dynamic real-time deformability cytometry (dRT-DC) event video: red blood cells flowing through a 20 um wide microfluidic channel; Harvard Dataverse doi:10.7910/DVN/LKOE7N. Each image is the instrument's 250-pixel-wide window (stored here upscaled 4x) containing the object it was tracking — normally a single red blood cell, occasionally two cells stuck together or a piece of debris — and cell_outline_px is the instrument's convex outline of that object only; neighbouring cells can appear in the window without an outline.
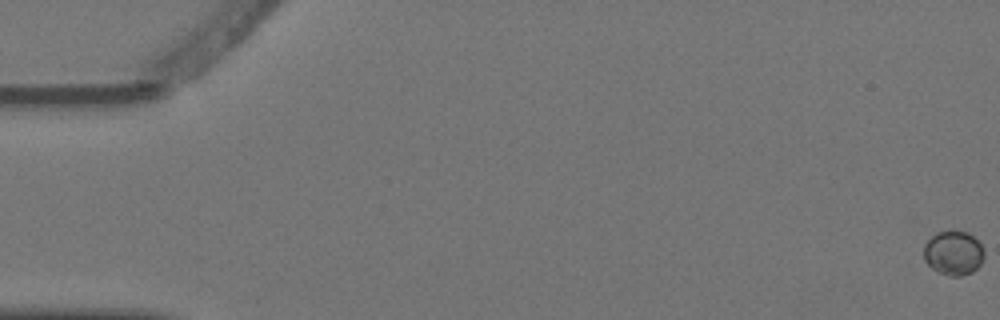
{"species": "Egyptian fruit bat (a non-hibernating species)", "species_latin": "Rousettus aegyptiacus", "temperature_condition": "warm", "stored_images_in_passage": 2, "camera_frame_rate_fps": 3000, "um_per_image_px": 0.085, "animal": {"sex": "female"}, "frame": {"image": 1, "passage_image": 1, "time_ms": 0.0, "image_size_px": [1000, 320], "cell_outline_px": [[984, 256], [980, 264], [972, 272], [960, 276], [948, 276], [936, 272], [924, 260], [924, 244], [936, 232], [968, 232], [980, 244], [984, 252]], "centroid_in_image_um": [81.02, 21.53], "position_along_channel_um": 4.0, "area_um2": 15.43}}